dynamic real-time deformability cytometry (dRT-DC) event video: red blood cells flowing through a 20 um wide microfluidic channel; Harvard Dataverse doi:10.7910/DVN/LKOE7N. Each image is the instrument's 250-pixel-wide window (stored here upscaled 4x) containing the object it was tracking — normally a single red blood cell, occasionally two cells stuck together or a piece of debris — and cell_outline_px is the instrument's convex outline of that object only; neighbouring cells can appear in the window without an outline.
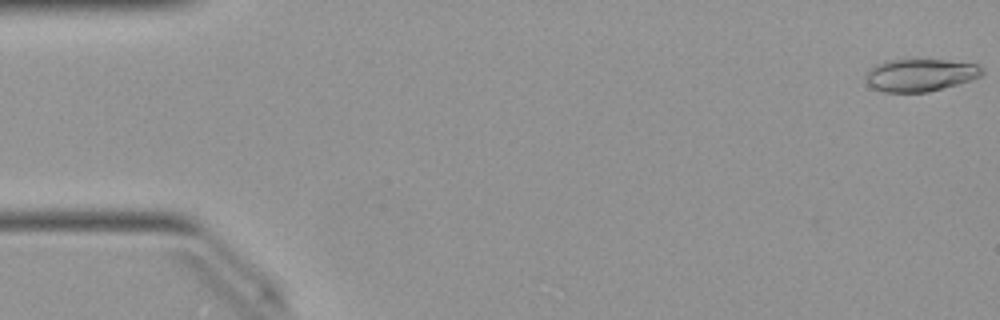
{"species": "Egyptian fruit bat (a non-hibernating species)", "species_latin": "Rousettus aegyptiacus", "temperature_condition": "warm", "stored_images_in_passage": 9, "camera_frame_rate_fps": 3000, "um_per_image_px": 0.085, "animal": {"sex": "female"}, "frame": {"image": 1, "passage_image": 1, "time_ms": 0.0, "image_size_px": [1000, 320], "cell_outline_px": [[984, 72], [980, 76], [972, 80], [928, 92], [884, 92], [872, 88], [868, 84], [868, 68], [884, 60], [944, 60], [976, 64], [984, 68]], "centroid_in_image_um": [78.23, 6.38], "position_along_channel_um": 6.8, "area_um2": 21.96}}